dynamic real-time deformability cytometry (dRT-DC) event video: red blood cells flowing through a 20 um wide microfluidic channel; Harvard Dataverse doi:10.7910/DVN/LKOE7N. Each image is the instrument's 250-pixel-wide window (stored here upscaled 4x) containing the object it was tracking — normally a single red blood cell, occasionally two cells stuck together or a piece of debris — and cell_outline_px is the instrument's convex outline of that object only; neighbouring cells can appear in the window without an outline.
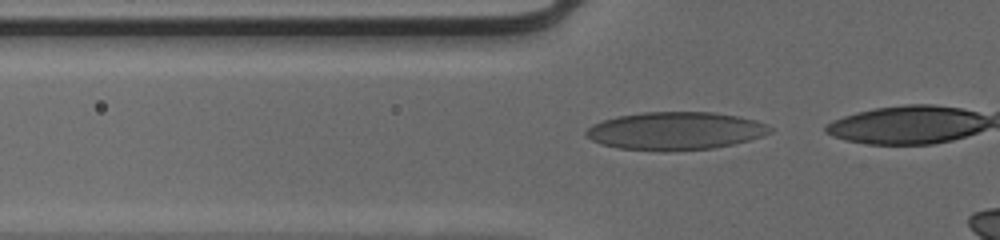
{"species": "human", "species_latin": "Homo sapiens", "temperature_condition": "cold", "stored_images_in_passage": 19, "camera_frame_rate_fps": 3000, "um_per_image_px": 0.085, "donor": {"sex": "male"}, "frame": {"image": 1, "passage_image": 13, "time_ms": 4.0, "image_size_px": [1000, 240], "cell_outline_px": [[772, 132], [748, 140], [732, 144], [712, 148], [664, 152], [616, 148], [600, 144], [584, 136], [584, 132], [592, 124], [616, 116], [644, 112], [712, 112], [740, 116], [756, 120], [772, 128]], "centroid_in_image_um": [57.35, 11.13], "position_along_channel_um": 68.4, "area_um2": 40.86}}
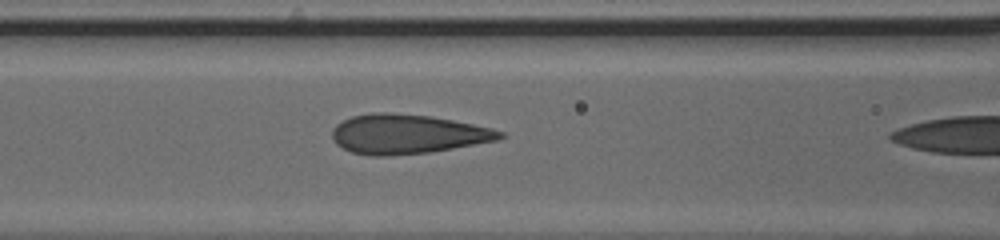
{"frame": {"image": 2, "passage_image": 18, "time_ms": 5.667, "image_size_px": [1000, 240], "cell_outline_px": [[504, 136], [496, 140], [432, 152], [384, 156], [372, 156], [352, 152], [336, 144], [332, 140], [332, 128], [336, 124], [352, 116], [372, 112], [392, 112], [432, 116], [492, 128], [504, 132]], "centroid_in_image_um": [34.59, 11.39], "position_along_channel_um": 132.0, "area_um2": 38.61}}